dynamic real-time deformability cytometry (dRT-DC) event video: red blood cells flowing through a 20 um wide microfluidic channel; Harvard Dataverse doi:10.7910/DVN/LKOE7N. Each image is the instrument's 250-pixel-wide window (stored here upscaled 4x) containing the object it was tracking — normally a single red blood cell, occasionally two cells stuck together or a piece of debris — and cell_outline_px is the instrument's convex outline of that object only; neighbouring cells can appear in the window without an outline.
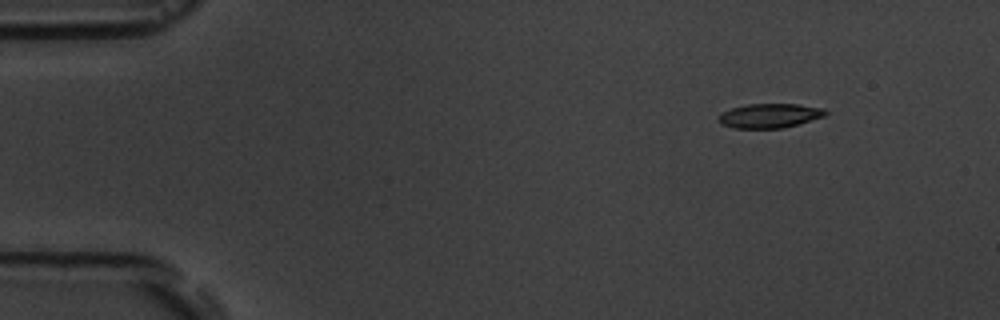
{"species": "common noctule bat (a hibernating species)", "species_latin": "Nyctalus noctula", "temperature_condition": "room temperature", "stored_images_in_passage": 4, "camera_frame_rate_fps": 3000, "um_per_image_px": 0.085, "animal": {"sex": "male", "body_mass_g": 19.5, "forearm_length_mm": 54.6}, "frame": {"image": 1, "passage_image": 1, "time_ms": 0.0, "image_size_px": [1000, 320], "cell_outline_px": [[828, 112], [824, 116], [784, 128], [732, 128], [720, 124], [716, 120], [724, 112], [732, 108], [748, 104], [796, 104], [824, 108]], "centroid_in_image_um": [65.41, 9.84], "position_along_channel_um": 19.6, "area_um2": 15.09}}
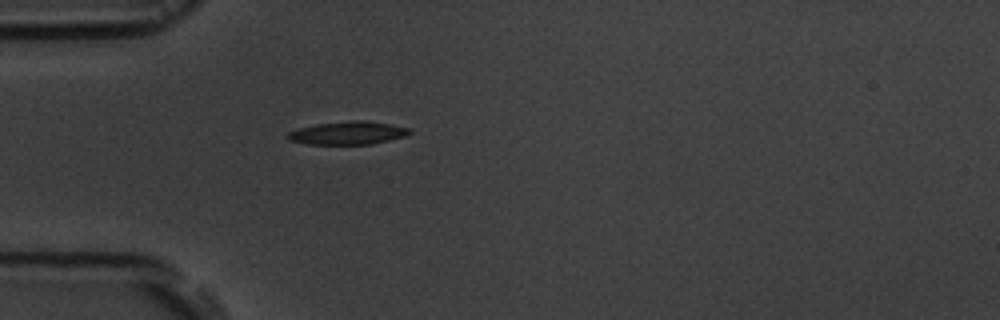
{"frame": {"image": 2, "passage_image": 4, "time_ms": 3.333, "image_size_px": [1000, 320], "cell_outline_px": [[412, 132], [408, 136], [372, 144], [308, 144], [288, 140], [284, 136], [288, 132], [300, 128], [316, 124], [352, 120], [364, 120], [388, 124], [408, 128]], "centroid_in_image_um": [29.56, 11.31], "position_along_channel_um": 55.4, "area_um2": 16.42}}